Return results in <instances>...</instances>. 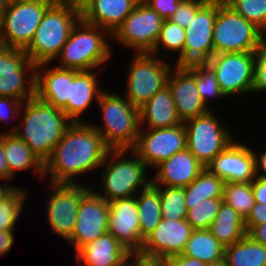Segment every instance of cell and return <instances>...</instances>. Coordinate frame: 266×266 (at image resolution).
<instances>
[{
  "label": "cell",
  "mask_w": 266,
  "mask_h": 266,
  "mask_svg": "<svg viewBox=\"0 0 266 266\" xmlns=\"http://www.w3.org/2000/svg\"><path fill=\"white\" fill-rule=\"evenodd\" d=\"M110 150L90 123L73 122L44 163V178L49 176V183H83L77 176L99 170Z\"/></svg>",
  "instance_id": "obj_1"
},
{
  "label": "cell",
  "mask_w": 266,
  "mask_h": 266,
  "mask_svg": "<svg viewBox=\"0 0 266 266\" xmlns=\"http://www.w3.org/2000/svg\"><path fill=\"white\" fill-rule=\"evenodd\" d=\"M19 119L21 123H12V129L6 133H14L26 142L43 163L50 158L54 147L73 123L61 109L36 96L23 102Z\"/></svg>",
  "instance_id": "obj_2"
},
{
  "label": "cell",
  "mask_w": 266,
  "mask_h": 266,
  "mask_svg": "<svg viewBox=\"0 0 266 266\" xmlns=\"http://www.w3.org/2000/svg\"><path fill=\"white\" fill-rule=\"evenodd\" d=\"M107 38L112 40V34L108 30L80 18L53 62L57 59L59 68L98 71L113 56V48Z\"/></svg>",
  "instance_id": "obj_3"
},
{
  "label": "cell",
  "mask_w": 266,
  "mask_h": 266,
  "mask_svg": "<svg viewBox=\"0 0 266 266\" xmlns=\"http://www.w3.org/2000/svg\"><path fill=\"white\" fill-rule=\"evenodd\" d=\"M100 168L102 192L93 190L108 202L136 196L152 182L149 168L131 149L110 150Z\"/></svg>",
  "instance_id": "obj_4"
},
{
  "label": "cell",
  "mask_w": 266,
  "mask_h": 266,
  "mask_svg": "<svg viewBox=\"0 0 266 266\" xmlns=\"http://www.w3.org/2000/svg\"><path fill=\"white\" fill-rule=\"evenodd\" d=\"M109 92L104 90L97 101L102 124H90L111 150H130L140 131L139 109L118 92Z\"/></svg>",
  "instance_id": "obj_5"
},
{
  "label": "cell",
  "mask_w": 266,
  "mask_h": 266,
  "mask_svg": "<svg viewBox=\"0 0 266 266\" xmlns=\"http://www.w3.org/2000/svg\"><path fill=\"white\" fill-rule=\"evenodd\" d=\"M81 12L55 1L43 14L34 37L24 50L36 65L52 63L59 55Z\"/></svg>",
  "instance_id": "obj_6"
},
{
  "label": "cell",
  "mask_w": 266,
  "mask_h": 266,
  "mask_svg": "<svg viewBox=\"0 0 266 266\" xmlns=\"http://www.w3.org/2000/svg\"><path fill=\"white\" fill-rule=\"evenodd\" d=\"M265 40L266 35L259 28L236 13L224 0H217L214 54L255 52Z\"/></svg>",
  "instance_id": "obj_7"
},
{
  "label": "cell",
  "mask_w": 266,
  "mask_h": 266,
  "mask_svg": "<svg viewBox=\"0 0 266 266\" xmlns=\"http://www.w3.org/2000/svg\"><path fill=\"white\" fill-rule=\"evenodd\" d=\"M132 55L127 75H125L127 84L124 97L139 109L167 85L169 73L173 68V58L171 63L163 59L165 57L152 53L143 52Z\"/></svg>",
  "instance_id": "obj_8"
},
{
  "label": "cell",
  "mask_w": 266,
  "mask_h": 266,
  "mask_svg": "<svg viewBox=\"0 0 266 266\" xmlns=\"http://www.w3.org/2000/svg\"><path fill=\"white\" fill-rule=\"evenodd\" d=\"M217 15V0H207L185 28L184 51L173 67L178 70L207 67L214 55L213 29Z\"/></svg>",
  "instance_id": "obj_9"
},
{
  "label": "cell",
  "mask_w": 266,
  "mask_h": 266,
  "mask_svg": "<svg viewBox=\"0 0 266 266\" xmlns=\"http://www.w3.org/2000/svg\"><path fill=\"white\" fill-rule=\"evenodd\" d=\"M216 110L183 122L187 149L206 166L235 139L234 132L214 114ZM220 119V120H219Z\"/></svg>",
  "instance_id": "obj_10"
},
{
  "label": "cell",
  "mask_w": 266,
  "mask_h": 266,
  "mask_svg": "<svg viewBox=\"0 0 266 266\" xmlns=\"http://www.w3.org/2000/svg\"><path fill=\"white\" fill-rule=\"evenodd\" d=\"M50 183L46 209V222L50 231L65 241L72 237L81 198L92 188L88 183ZM90 185V186H89Z\"/></svg>",
  "instance_id": "obj_11"
},
{
  "label": "cell",
  "mask_w": 266,
  "mask_h": 266,
  "mask_svg": "<svg viewBox=\"0 0 266 266\" xmlns=\"http://www.w3.org/2000/svg\"><path fill=\"white\" fill-rule=\"evenodd\" d=\"M55 1L7 3L0 26V45L25 50L43 14Z\"/></svg>",
  "instance_id": "obj_12"
},
{
  "label": "cell",
  "mask_w": 266,
  "mask_h": 266,
  "mask_svg": "<svg viewBox=\"0 0 266 266\" xmlns=\"http://www.w3.org/2000/svg\"><path fill=\"white\" fill-rule=\"evenodd\" d=\"M217 77L225 97L252 95L255 71V52L218 53L208 65Z\"/></svg>",
  "instance_id": "obj_13"
},
{
  "label": "cell",
  "mask_w": 266,
  "mask_h": 266,
  "mask_svg": "<svg viewBox=\"0 0 266 266\" xmlns=\"http://www.w3.org/2000/svg\"><path fill=\"white\" fill-rule=\"evenodd\" d=\"M36 66L23 49L0 45V97H35Z\"/></svg>",
  "instance_id": "obj_14"
},
{
  "label": "cell",
  "mask_w": 266,
  "mask_h": 266,
  "mask_svg": "<svg viewBox=\"0 0 266 266\" xmlns=\"http://www.w3.org/2000/svg\"><path fill=\"white\" fill-rule=\"evenodd\" d=\"M164 19L140 1L112 34V39L134 53H150L158 39Z\"/></svg>",
  "instance_id": "obj_15"
},
{
  "label": "cell",
  "mask_w": 266,
  "mask_h": 266,
  "mask_svg": "<svg viewBox=\"0 0 266 266\" xmlns=\"http://www.w3.org/2000/svg\"><path fill=\"white\" fill-rule=\"evenodd\" d=\"M187 148V134L184 124L169 128L140 129L136 144L131 149L150 169L176 152Z\"/></svg>",
  "instance_id": "obj_16"
},
{
  "label": "cell",
  "mask_w": 266,
  "mask_h": 266,
  "mask_svg": "<svg viewBox=\"0 0 266 266\" xmlns=\"http://www.w3.org/2000/svg\"><path fill=\"white\" fill-rule=\"evenodd\" d=\"M91 189L81 198L75 228L68 241L76 253L87 243L108 232L109 202Z\"/></svg>",
  "instance_id": "obj_17"
},
{
  "label": "cell",
  "mask_w": 266,
  "mask_h": 266,
  "mask_svg": "<svg viewBox=\"0 0 266 266\" xmlns=\"http://www.w3.org/2000/svg\"><path fill=\"white\" fill-rule=\"evenodd\" d=\"M253 147L235 138L206 169L225 182H251L255 178Z\"/></svg>",
  "instance_id": "obj_18"
},
{
  "label": "cell",
  "mask_w": 266,
  "mask_h": 266,
  "mask_svg": "<svg viewBox=\"0 0 266 266\" xmlns=\"http://www.w3.org/2000/svg\"><path fill=\"white\" fill-rule=\"evenodd\" d=\"M108 233L130 253L140 252L144 240L140 236V220L136 196L109 202Z\"/></svg>",
  "instance_id": "obj_19"
},
{
  "label": "cell",
  "mask_w": 266,
  "mask_h": 266,
  "mask_svg": "<svg viewBox=\"0 0 266 266\" xmlns=\"http://www.w3.org/2000/svg\"><path fill=\"white\" fill-rule=\"evenodd\" d=\"M186 219H163L143 242L140 253L168 258L183 253L186 243L193 232Z\"/></svg>",
  "instance_id": "obj_20"
},
{
  "label": "cell",
  "mask_w": 266,
  "mask_h": 266,
  "mask_svg": "<svg viewBox=\"0 0 266 266\" xmlns=\"http://www.w3.org/2000/svg\"><path fill=\"white\" fill-rule=\"evenodd\" d=\"M167 85L171 89L177 114L182 122L210 111L200 97L194 74L173 67Z\"/></svg>",
  "instance_id": "obj_21"
},
{
  "label": "cell",
  "mask_w": 266,
  "mask_h": 266,
  "mask_svg": "<svg viewBox=\"0 0 266 266\" xmlns=\"http://www.w3.org/2000/svg\"><path fill=\"white\" fill-rule=\"evenodd\" d=\"M205 169V166L185 148L157 165L151 178L156 186L186 187Z\"/></svg>",
  "instance_id": "obj_22"
},
{
  "label": "cell",
  "mask_w": 266,
  "mask_h": 266,
  "mask_svg": "<svg viewBox=\"0 0 266 266\" xmlns=\"http://www.w3.org/2000/svg\"><path fill=\"white\" fill-rule=\"evenodd\" d=\"M51 63L36 66L35 96L67 115V101L70 98V69L47 67ZM47 67V68H46Z\"/></svg>",
  "instance_id": "obj_23"
},
{
  "label": "cell",
  "mask_w": 266,
  "mask_h": 266,
  "mask_svg": "<svg viewBox=\"0 0 266 266\" xmlns=\"http://www.w3.org/2000/svg\"><path fill=\"white\" fill-rule=\"evenodd\" d=\"M95 70L77 71L70 69V98L67 101V116L73 122H83V113L88 111L92 102L97 103L101 88ZM82 119V120H81Z\"/></svg>",
  "instance_id": "obj_24"
},
{
  "label": "cell",
  "mask_w": 266,
  "mask_h": 266,
  "mask_svg": "<svg viewBox=\"0 0 266 266\" xmlns=\"http://www.w3.org/2000/svg\"><path fill=\"white\" fill-rule=\"evenodd\" d=\"M130 252L110 233L87 243L76 253L77 266H128Z\"/></svg>",
  "instance_id": "obj_25"
},
{
  "label": "cell",
  "mask_w": 266,
  "mask_h": 266,
  "mask_svg": "<svg viewBox=\"0 0 266 266\" xmlns=\"http://www.w3.org/2000/svg\"><path fill=\"white\" fill-rule=\"evenodd\" d=\"M140 1L92 0L81 12V18L113 34Z\"/></svg>",
  "instance_id": "obj_26"
},
{
  "label": "cell",
  "mask_w": 266,
  "mask_h": 266,
  "mask_svg": "<svg viewBox=\"0 0 266 266\" xmlns=\"http://www.w3.org/2000/svg\"><path fill=\"white\" fill-rule=\"evenodd\" d=\"M139 118L140 129L169 128L183 123L177 114L168 85L139 108Z\"/></svg>",
  "instance_id": "obj_27"
},
{
  "label": "cell",
  "mask_w": 266,
  "mask_h": 266,
  "mask_svg": "<svg viewBox=\"0 0 266 266\" xmlns=\"http://www.w3.org/2000/svg\"><path fill=\"white\" fill-rule=\"evenodd\" d=\"M4 150L9 170V180L19 171H33L34 175L44 178V163L29 146L14 133L4 132Z\"/></svg>",
  "instance_id": "obj_28"
},
{
  "label": "cell",
  "mask_w": 266,
  "mask_h": 266,
  "mask_svg": "<svg viewBox=\"0 0 266 266\" xmlns=\"http://www.w3.org/2000/svg\"><path fill=\"white\" fill-rule=\"evenodd\" d=\"M224 254L225 246L208 229L193 230L182 253L209 266H223Z\"/></svg>",
  "instance_id": "obj_29"
},
{
  "label": "cell",
  "mask_w": 266,
  "mask_h": 266,
  "mask_svg": "<svg viewBox=\"0 0 266 266\" xmlns=\"http://www.w3.org/2000/svg\"><path fill=\"white\" fill-rule=\"evenodd\" d=\"M208 230L225 247L240 241L247 235L245 219L224 202L221 203Z\"/></svg>",
  "instance_id": "obj_30"
},
{
  "label": "cell",
  "mask_w": 266,
  "mask_h": 266,
  "mask_svg": "<svg viewBox=\"0 0 266 266\" xmlns=\"http://www.w3.org/2000/svg\"><path fill=\"white\" fill-rule=\"evenodd\" d=\"M140 220V236L144 240L162 220L160 186L152 182L136 195Z\"/></svg>",
  "instance_id": "obj_31"
},
{
  "label": "cell",
  "mask_w": 266,
  "mask_h": 266,
  "mask_svg": "<svg viewBox=\"0 0 266 266\" xmlns=\"http://www.w3.org/2000/svg\"><path fill=\"white\" fill-rule=\"evenodd\" d=\"M223 266H266V245L244 236L225 247Z\"/></svg>",
  "instance_id": "obj_32"
},
{
  "label": "cell",
  "mask_w": 266,
  "mask_h": 266,
  "mask_svg": "<svg viewBox=\"0 0 266 266\" xmlns=\"http://www.w3.org/2000/svg\"><path fill=\"white\" fill-rule=\"evenodd\" d=\"M225 181L206 168L184 187L185 203H199L209 198H222Z\"/></svg>",
  "instance_id": "obj_33"
},
{
  "label": "cell",
  "mask_w": 266,
  "mask_h": 266,
  "mask_svg": "<svg viewBox=\"0 0 266 266\" xmlns=\"http://www.w3.org/2000/svg\"><path fill=\"white\" fill-rule=\"evenodd\" d=\"M222 199L246 219L255 203L251 182H225Z\"/></svg>",
  "instance_id": "obj_34"
},
{
  "label": "cell",
  "mask_w": 266,
  "mask_h": 266,
  "mask_svg": "<svg viewBox=\"0 0 266 266\" xmlns=\"http://www.w3.org/2000/svg\"><path fill=\"white\" fill-rule=\"evenodd\" d=\"M185 28L178 26L176 23L166 19L163 21L158 39L154 49L150 52L156 56L167 51L166 57H177L184 51ZM176 55L172 56V53ZM178 53V54H177Z\"/></svg>",
  "instance_id": "obj_35"
},
{
  "label": "cell",
  "mask_w": 266,
  "mask_h": 266,
  "mask_svg": "<svg viewBox=\"0 0 266 266\" xmlns=\"http://www.w3.org/2000/svg\"><path fill=\"white\" fill-rule=\"evenodd\" d=\"M27 194L26 189L18 186L0 202V231H16V222L24 211Z\"/></svg>",
  "instance_id": "obj_36"
},
{
  "label": "cell",
  "mask_w": 266,
  "mask_h": 266,
  "mask_svg": "<svg viewBox=\"0 0 266 266\" xmlns=\"http://www.w3.org/2000/svg\"><path fill=\"white\" fill-rule=\"evenodd\" d=\"M222 202V198H209L199 203H185L187 207L186 220L194 230L209 229Z\"/></svg>",
  "instance_id": "obj_37"
},
{
  "label": "cell",
  "mask_w": 266,
  "mask_h": 266,
  "mask_svg": "<svg viewBox=\"0 0 266 266\" xmlns=\"http://www.w3.org/2000/svg\"><path fill=\"white\" fill-rule=\"evenodd\" d=\"M160 201L163 219H186L187 207L183 187L160 186Z\"/></svg>",
  "instance_id": "obj_38"
},
{
  "label": "cell",
  "mask_w": 266,
  "mask_h": 266,
  "mask_svg": "<svg viewBox=\"0 0 266 266\" xmlns=\"http://www.w3.org/2000/svg\"><path fill=\"white\" fill-rule=\"evenodd\" d=\"M190 71L195 76L200 97L208 109L213 110L211 107V99H214L215 101L217 100L218 102L219 100H223V98H225L224 100L228 99L221 92L217 77L209 66L193 68ZM209 101H211V103Z\"/></svg>",
  "instance_id": "obj_39"
},
{
  "label": "cell",
  "mask_w": 266,
  "mask_h": 266,
  "mask_svg": "<svg viewBox=\"0 0 266 266\" xmlns=\"http://www.w3.org/2000/svg\"><path fill=\"white\" fill-rule=\"evenodd\" d=\"M224 2L266 35V0H224Z\"/></svg>",
  "instance_id": "obj_40"
},
{
  "label": "cell",
  "mask_w": 266,
  "mask_h": 266,
  "mask_svg": "<svg viewBox=\"0 0 266 266\" xmlns=\"http://www.w3.org/2000/svg\"><path fill=\"white\" fill-rule=\"evenodd\" d=\"M266 92V40L255 50V71L252 94Z\"/></svg>",
  "instance_id": "obj_41"
},
{
  "label": "cell",
  "mask_w": 266,
  "mask_h": 266,
  "mask_svg": "<svg viewBox=\"0 0 266 266\" xmlns=\"http://www.w3.org/2000/svg\"><path fill=\"white\" fill-rule=\"evenodd\" d=\"M206 1L207 0H183L169 20L180 27L186 28L189 25L191 18L194 17L196 11Z\"/></svg>",
  "instance_id": "obj_42"
},
{
  "label": "cell",
  "mask_w": 266,
  "mask_h": 266,
  "mask_svg": "<svg viewBox=\"0 0 266 266\" xmlns=\"http://www.w3.org/2000/svg\"><path fill=\"white\" fill-rule=\"evenodd\" d=\"M22 104L23 102L19 99L0 97V125L2 122L6 123L3 125H7L8 122H12L16 118L18 120Z\"/></svg>",
  "instance_id": "obj_43"
},
{
  "label": "cell",
  "mask_w": 266,
  "mask_h": 266,
  "mask_svg": "<svg viewBox=\"0 0 266 266\" xmlns=\"http://www.w3.org/2000/svg\"><path fill=\"white\" fill-rule=\"evenodd\" d=\"M164 20L169 19L183 0H141Z\"/></svg>",
  "instance_id": "obj_44"
},
{
  "label": "cell",
  "mask_w": 266,
  "mask_h": 266,
  "mask_svg": "<svg viewBox=\"0 0 266 266\" xmlns=\"http://www.w3.org/2000/svg\"><path fill=\"white\" fill-rule=\"evenodd\" d=\"M128 266H168V258L133 252L129 254Z\"/></svg>",
  "instance_id": "obj_45"
},
{
  "label": "cell",
  "mask_w": 266,
  "mask_h": 266,
  "mask_svg": "<svg viewBox=\"0 0 266 266\" xmlns=\"http://www.w3.org/2000/svg\"><path fill=\"white\" fill-rule=\"evenodd\" d=\"M266 222V204L254 203L251 211L245 219L247 232L255 225Z\"/></svg>",
  "instance_id": "obj_46"
},
{
  "label": "cell",
  "mask_w": 266,
  "mask_h": 266,
  "mask_svg": "<svg viewBox=\"0 0 266 266\" xmlns=\"http://www.w3.org/2000/svg\"><path fill=\"white\" fill-rule=\"evenodd\" d=\"M251 186L255 202L266 204V179L255 176Z\"/></svg>",
  "instance_id": "obj_47"
},
{
  "label": "cell",
  "mask_w": 266,
  "mask_h": 266,
  "mask_svg": "<svg viewBox=\"0 0 266 266\" xmlns=\"http://www.w3.org/2000/svg\"><path fill=\"white\" fill-rule=\"evenodd\" d=\"M168 266H209L198 259L180 255L168 257Z\"/></svg>",
  "instance_id": "obj_48"
},
{
  "label": "cell",
  "mask_w": 266,
  "mask_h": 266,
  "mask_svg": "<svg viewBox=\"0 0 266 266\" xmlns=\"http://www.w3.org/2000/svg\"><path fill=\"white\" fill-rule=\"evenodd\" d=\"M255 152L253 149V153L255 156V176L266 179V146L264 150L260 152ZM259 155V156H258Z\"/></svg>",
  "instance_id": "obj_49"
},
{
  "label": "cell",
  "mask_w": 266,
  "mask_h": 266,
  "mask_svg": "<svg viewBox=\"0 0 266 266\" xmlns=\"http://www.w3.org/2000/svg\"><path fill=\"white\" fill-rule=\"evenodd\" d=\"M0 180L2 183L5 182L4 180L9 181V170L4 150V133L0 134Z\"/></svg>",
  "instance_id": "obj_50"
},
{
  "label": "cell",
  "mask_w": 266,
  "mask_h": 266,
  "mask_svg": "<svg viewBox=\"0 0 266 266\" xmlns=\"http://www.w3.org/2000/svg\"><path fill=\"white\" fill-rule=\"evenodd\" d=\"M14 232L15 231H0V256H5L11 251L14 243Z\"/></svg>",
  "instance_id": "obj_51"
},
{
  "label": "cell",
  "mask_w": 266,
  "mask_h": 266,
  "mask_svg": "<svg viewBox=\"0 0 266 266\" xmlns=\"http://www.w3.org/2000/svg\"><path fill=\"white\" fill-rule=\"evenodd\" d=\"M247 236L259 244L266 245V222L253 226L247 232Z\"/></svg>",
  "instance_id": "obj_52"
},
{
  "label": "cell",
  "mask_w": 266,
  "mask_h": 266,
  "mask_svg": "<svg viewBox=\"0 0 266 266\" xmlns=\"http://www.w3.org/2000/svg\"><path fill=\"white\" fill-rule=\"evenodd\" d=\"M58 3L68 5L82 12L92 0H56Z\"/></svg>",
  "instance_id": "obj_53"
},
{
  "label": "cell",
  "mask_w": 266,
  "mask_h": 266,
  "mask_svg": "<svg viewBox=\"0 0 266 266\" xmlns=\"http://www.w3.org/2000/svg\"><path fill=\"white\" fill-rule=\"evenodd\" d=\"M7 6V1L6 0H0V26L2 23L3 15L5 13V9Z\"/></svg>",
  "instance_id": "obj_54"
},
{
  "label": "cell",
  "mask_w": 266,
  "mask_h": 266,
  "mask_svg": "<svg viewBox=\"0 0 266 266\" xmlns=\"http://www.w3.org/2000/svg\"><path fill=\"white\" fill-rule=\"evenodd\" d=\"M7 3L15 4L22 2H37V1H56V0H6Z\"/></svg>",
  "instance_id": "obj_55"
}]
</instances>
